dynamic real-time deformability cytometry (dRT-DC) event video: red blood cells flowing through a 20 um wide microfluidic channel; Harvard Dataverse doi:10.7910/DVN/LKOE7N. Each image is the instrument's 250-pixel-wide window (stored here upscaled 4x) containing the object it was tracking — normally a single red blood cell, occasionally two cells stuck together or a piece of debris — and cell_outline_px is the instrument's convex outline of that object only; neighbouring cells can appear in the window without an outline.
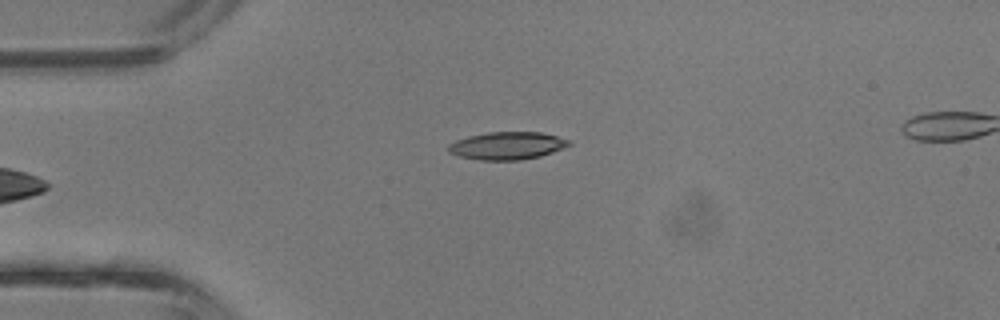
{"species": "common noctule bat (a hibernating species)", "species_latin": "Nyctalus noctula", "temperature_condition": "room temperature", "stored_images_in_passage": 7, "camera_frame_rate_fps": 3000, "um_per_image_px": 0.085, "animal": {"sex": "male", "body_mass_g": 13.3}, "frame": {"image": 1, "passage_image": 1, "time_ms": 0.0, "image_size_px": [1000, 320], "cell_outline_px": [[572, 144], [564, 148], [540, 156], [520, 160], [480, 160], [460, 156], [448, 152], [448, 144], [456, 140], [468, 136], [488, 132], [540, 132], [556, 136], [568, 140]], "centroid_in_image_um": [43.1, 12.38], "position_along_channel_um": 41.9, "area_um2": 19.36}}
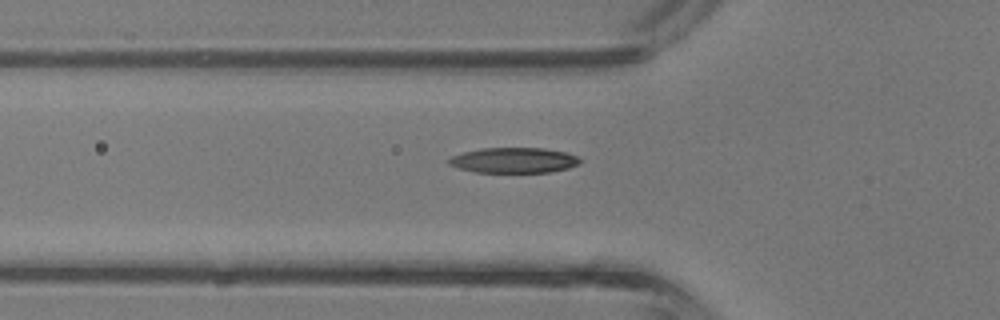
{"frame": {"image": 2, "passage_image": 5, "time_ms": 1.333, "image_size_px": [1000, 320], "cell_outline_px": [[580, 164], [568, 168], [552, 172], [476, 172], [460, 168], [448, 164], [448, 160], [452, 156], [464, 152], [484, 148], [544, 148], [564, 152], [576, 156], [580, 160]], "centroid_in_image_um": [43.69, 13.62], "position_along_channel_um": 82.1, "area_um2": 19.19}}